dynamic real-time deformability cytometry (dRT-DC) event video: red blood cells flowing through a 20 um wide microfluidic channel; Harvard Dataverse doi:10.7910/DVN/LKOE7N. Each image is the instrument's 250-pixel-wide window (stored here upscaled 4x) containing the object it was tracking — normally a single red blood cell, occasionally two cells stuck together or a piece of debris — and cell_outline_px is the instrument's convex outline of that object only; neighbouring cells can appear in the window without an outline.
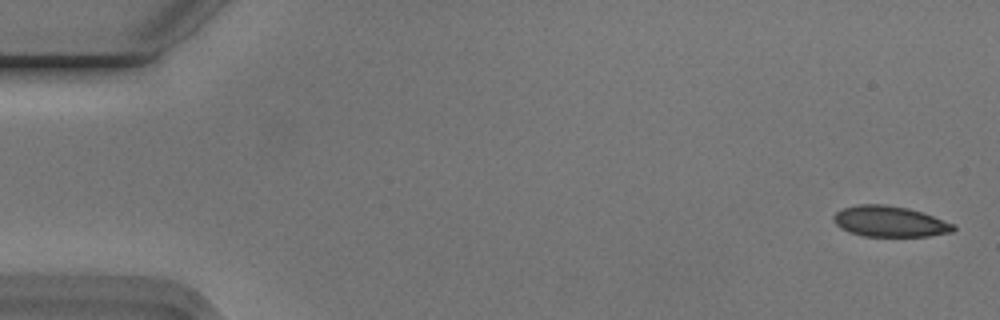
{"species": "Egyptian fruit bat (a non-hibernating species)", "species_latin": "Rousettus aegyptiacus", "temperature_condition": "cold", "stored_images_in_passage": 6, "camera_frame_rate_fps": 3000, "um_per_image_px": 0.085, "animal": {"sex": "male"}, "frame": {"image": 1, "passage_image": 1, "time_ms": 0.0, "image_size_px": [1000, 320], "cell_outline_px": [[956, 228], [952, 232], [928, 236], [864, 236], [848, 232], [840, 228], [832, 220], [832, 216], [836, 212], [844, 208], [860, 204], [884, 204], [908, 208], [956, 224]], "centroid_in_image_um": [75.61, 18.83], "position_along_channel_um": 9.4, "area_um2": 21.5}}
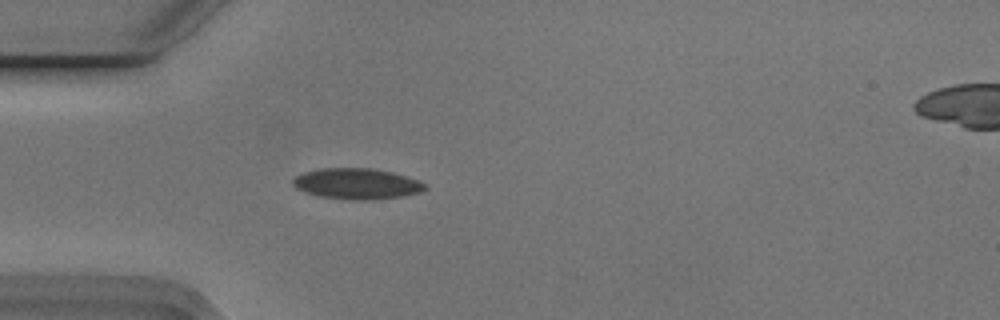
{"frame": {"image": 2, "passage_image": 5, "time_ms": 1.333, "image_size_px": [1000, 320], "cell_outline_px": [[428, 188], [420, 192], [404, 196], [376, 200], [348, 200], [320, 196], [296, 188], [292, 184], [292, 180], [296, 176], [304, 172], [320, 168], [372, 168], [392, 172], [428, 184]], "centroid_in_image_um": [30.35, 15.62], "position_along_channel_um": 54.6, "area_um2": 23.81}}